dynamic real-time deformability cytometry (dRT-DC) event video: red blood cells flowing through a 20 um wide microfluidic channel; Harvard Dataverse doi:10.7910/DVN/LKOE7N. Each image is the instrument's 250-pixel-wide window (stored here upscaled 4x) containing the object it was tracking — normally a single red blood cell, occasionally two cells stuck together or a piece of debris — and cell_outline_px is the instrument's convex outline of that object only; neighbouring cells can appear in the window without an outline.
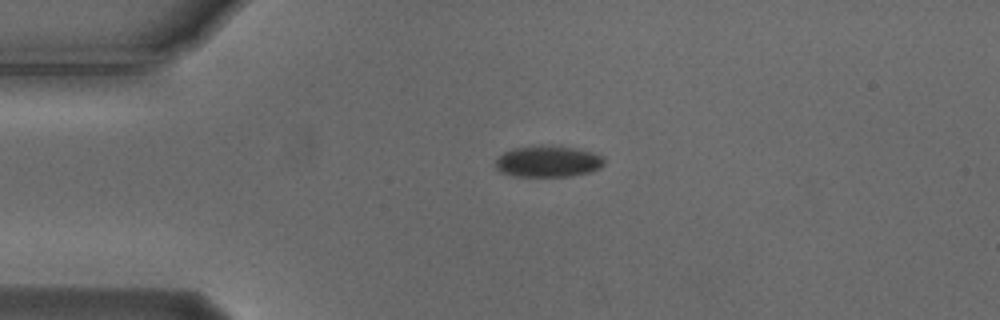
{"species": "Egyptian fruit bat (a non-hibernating species)", "species_latin": "Rousettus aegyptiacus", "temperature_condition": "cold", "stored_images_in_passage": 35, "camera_frame_rate_fps": 3000, "um_per_image_px": 0.085, "animal": {"sex": "male"}, "frame": {"image": 1, "passage_image": 1, "time_ms": 0.0, "image_size_px": [1000, 320], "cell_outline_px": [[604, 164], [600, 168], [588, 172], [572, 176], [512, 176], [500, 172], [496, 168], [496, 160], [504, 152], [512, 148], [540, 144], [576, 148], [592, 152], [604, 156]], "centroid_in_image_um": [46.58, 13.71], "position_along_channel_um": 38.4, "area_um2": 20.06}}
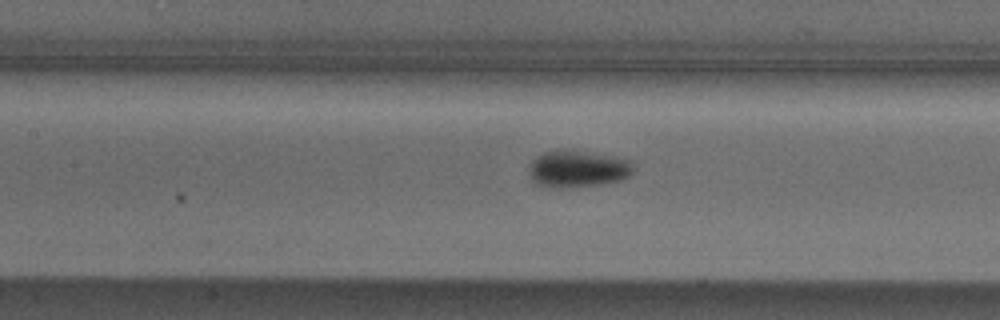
{"frame": {"image": 2, "passage_image": 13, "time_ms": 4.0, "image_size_px": [1000, 320], "cell_outline_px": [[636, 168], [628, 176], [620, 180], [600, 184], [560, 188], [552, 188], [536, 184], [532, 180], [528, 172], [528, 168], [532, 160], [536, 156], [544, 152], [560, 148], [568, 148], [612, 156], [632, 160]], "centroid_in_image_um": [49.08, 14.32], "position_along_channel_um": 158.3, "area_um2": 23.0}}
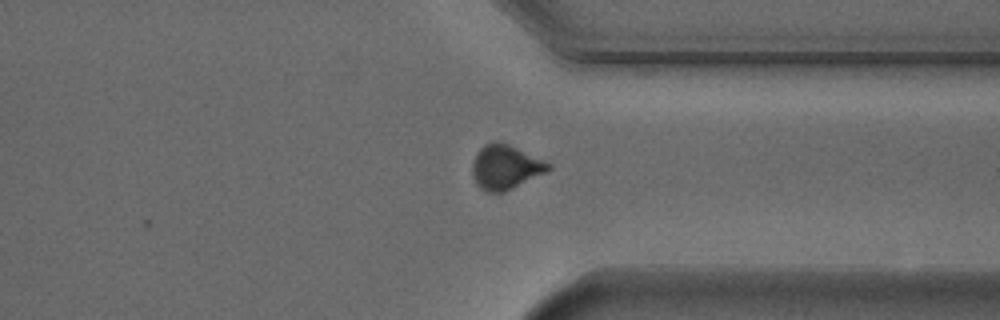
{"frame": {"image": 3, "passage_image": 30, "time_ms": 9.667, "image_size_px": [1000, 320], "cell_outline_px": [[552, 168], [548, 172], [504, 192], [484, 192], [476, 184], [472, 176], [472, 164], [480, 148], [484, 144], [492, 140], [500, 140], [544, 160], [552, 164]], "centroid_in_image_um": [42.97, 14.2], "position_along_channel_um": 368.4, "area_um2": 20.0}, "authors_computed_cell_mechanics": {"area_um2": 20.9236, "velocity_mm_per_s": 3.7383, "shape_relaxation_time_tau1_ms": 2.0158, "shape_relaxation_time_tau2_ms": null, "deformation_change_tau1": 0.0967, "deformation_change_tau2": null}}